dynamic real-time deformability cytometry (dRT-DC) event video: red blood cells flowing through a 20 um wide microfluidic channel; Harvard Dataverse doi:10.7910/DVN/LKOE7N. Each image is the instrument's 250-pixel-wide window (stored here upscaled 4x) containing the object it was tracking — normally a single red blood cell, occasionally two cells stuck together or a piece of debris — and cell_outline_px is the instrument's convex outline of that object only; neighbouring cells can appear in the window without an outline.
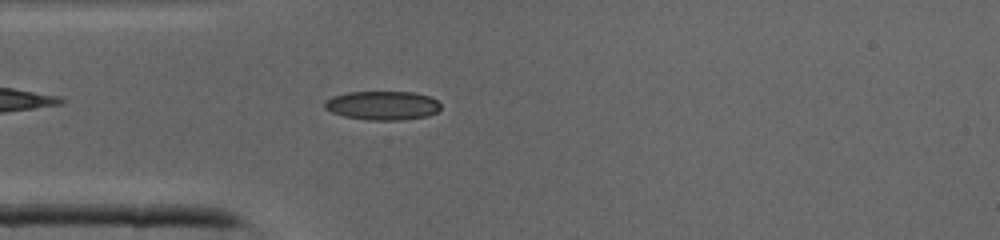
{"species": "common noctule bat (a hibernating species)", "species_latin": "Nyctalus noctula", "temperature_condition": "cold", "stored_images_in_passage": 34, "camera_frame_rate_fps": 3000, "um_per_image_px": 0.085, "animal": {"sex": "male", "body_mass_g": 19.0, "forearm_length_mm": 50.8}, "frame": {"image": 1, "passage_image": 4, "time_ms": 1.0, "image_size_px": [1000, 240], "cell_outline_px": [[440, 108], [436, 112], [428, 116], [400, 120], [368, 120], [344, 116], [332, 112], [324, 108], [324, 100], [332, 96], [348, 92], [412, 92], [428, 96], [436, 100], [440, 104]], "centroid_in_image_um": [32.48, 8.96], "position_along_channel_um": 52.5, "area_um2": 19.54}}
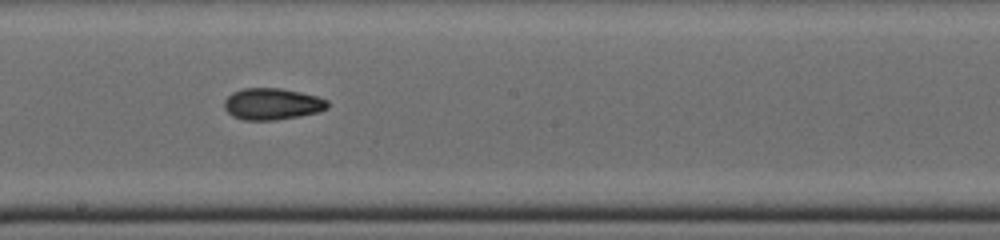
{"frame": {"image": 2, "passage_image": 15, "time_ms": 4.667, "image_size_px": [1000, 240], "cell_outline_px": [[328, 108], [320, 112], [300, 116], [276, 120], [244, 120], [232, 116], [224, 108], [224, 100], [232, 92], [244, 88], [280, 88], [300, 92], [316, 96], [328, 100]], "centroid_in_image_um": [23.14, 8.84], "position_along_channel_um": 225.1, "area_um2": 19.13}}
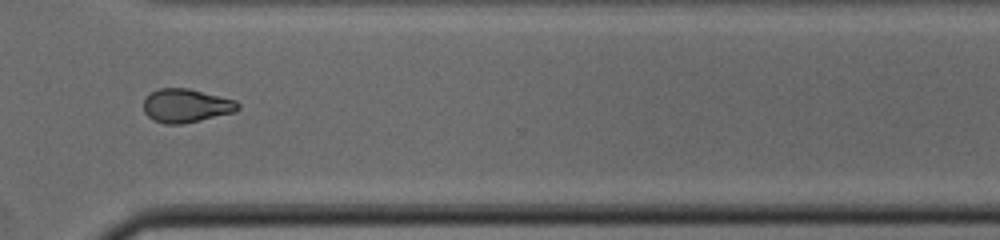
{"frame": {"image": 3, "passage_image": 23, "time_ms": 7.333, "image_size_px": [1000, 240], "cell_outline_px": [[240, 108], [236, 112], [200, 120], [180, 124], [164, 124], [152, 120], [144, 112], [144, 100], [152, 92], [160, 88], [188, 88], [236, 100], [240, 104]], "centroid_in_image_um": [15.84, 8.99], "position_along_channel_um": 354.8, "area_um2": 18.5}}